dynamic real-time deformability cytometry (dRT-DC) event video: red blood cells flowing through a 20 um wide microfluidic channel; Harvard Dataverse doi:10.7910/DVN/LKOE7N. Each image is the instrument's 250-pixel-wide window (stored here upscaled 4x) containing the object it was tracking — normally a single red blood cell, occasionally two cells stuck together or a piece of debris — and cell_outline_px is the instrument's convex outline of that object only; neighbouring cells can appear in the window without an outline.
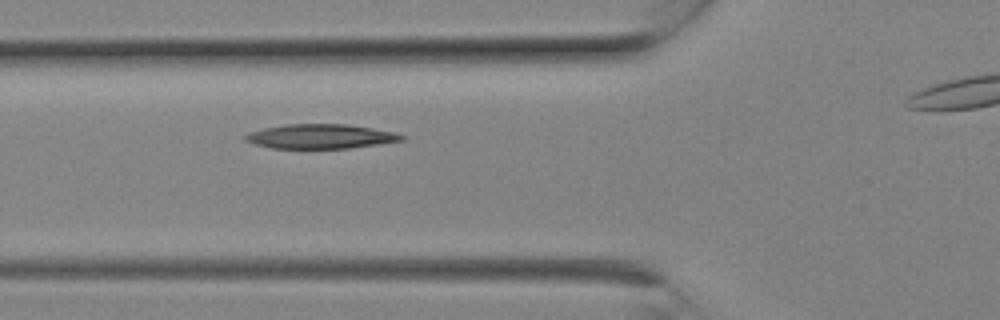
{"species": "Egyptian fruit bat (a non-hibernating species)", "species_latin": "Rousettus aegyptiacus", "temperature_condition": "room temperature", "stored_images_in_passage": 5, "camera_frame_rate_fps": 3000, "um_per_image_px": 0.085, "animal": {"sex": "female"}, "frame": {"image": 1, "passage_image": 4, "time_ms": 1.0, "image_size_px": [1000, 320], "cell_outline_px": [[404, 140], [348, 148], [272, 148], [256, 144], [244, 140], [244, 136], [248, 132], [264, 128], [288, 124], [348, 124], [372, 128], [392, 132], [404, 136]], "centroid_in_image_um": [27.2, 11.59], "position_along_channel_um": 98.6, "area_um2": 21.96}}